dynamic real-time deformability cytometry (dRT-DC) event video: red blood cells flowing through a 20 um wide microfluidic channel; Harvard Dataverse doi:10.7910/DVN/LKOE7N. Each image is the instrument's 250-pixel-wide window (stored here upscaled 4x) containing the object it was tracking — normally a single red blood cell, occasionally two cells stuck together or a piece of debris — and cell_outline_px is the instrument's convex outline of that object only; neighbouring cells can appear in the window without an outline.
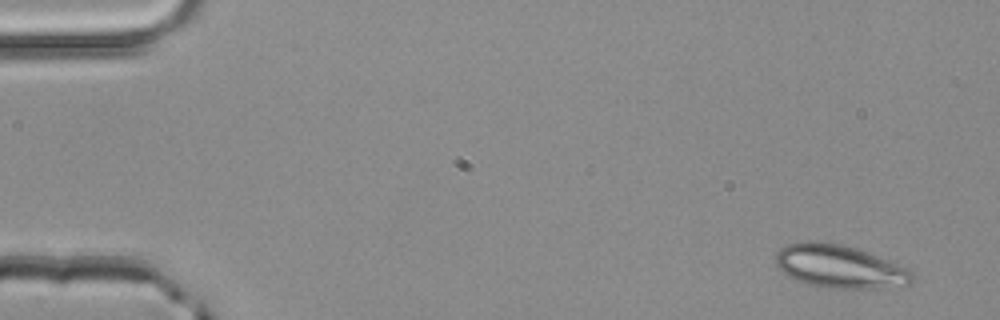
{"species": "common noctule bat (a hibernating species)", "species_latin": "Nyctalus noctula", "temperature_condition": "room temperature", "stored_images_in_passage": 3, "camera_frame_rate_fps": 3000, "um_per_image_px": 0.085, "animal": {"sex": "male", "body_mass_g": 20.4}, "frame": {"image": 1, "passage_image": 1, "time_ms": 0.0, "image_size_px": [1000, 320], "cell_outline_px": [[916, 280], [912, 284], [880, 288], [828, 288], [808, 284], [788, 276], [776, 264], [776, 252], [780, 248], [788, 244], [804, 240], [816, 240], [840, 244], [856, 248], [896, 264], [912, 272], [916, 276]], "centroid_in_image_um": [71.35, 22.65], "position_along_channel_um": 13.6, "area_um2": 34.16}}